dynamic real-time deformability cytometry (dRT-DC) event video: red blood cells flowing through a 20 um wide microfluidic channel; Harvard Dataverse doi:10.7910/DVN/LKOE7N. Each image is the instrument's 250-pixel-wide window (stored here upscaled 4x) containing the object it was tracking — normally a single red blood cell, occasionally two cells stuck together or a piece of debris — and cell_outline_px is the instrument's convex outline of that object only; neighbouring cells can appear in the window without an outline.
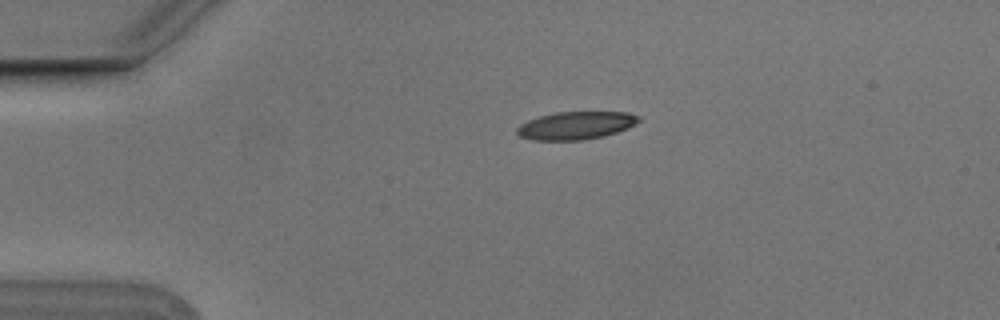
{"species": "Egyptian fruit bat (a non-hibernating species)", "species_latin": "Rousettus aegyptiacus", "temperature_condition": "cold", "stored_images_in_passage": 2, "camera_frame_rate_fps": 3000, "um_per_image_px": 0.085, "animal": {"sex": "male"}, "frame": {"image": 1, "passage_image": 2, "time_ms": 0.333, "image_size_px": [1000, 320], "cell_outline_px": [[640, 120], [636, 124], [628, 128], [604, 136], [584, 140], [532, 140], [520, 136], [516, 132], [516, 128], [520, 124], [528, 120], [540, 116], [556, 112], [628, 112], [640, 116]], "centroid_in_image_um": [48.96, 10.66], "position_along_channel_um": 36.0, "area_um2": 19.83}}